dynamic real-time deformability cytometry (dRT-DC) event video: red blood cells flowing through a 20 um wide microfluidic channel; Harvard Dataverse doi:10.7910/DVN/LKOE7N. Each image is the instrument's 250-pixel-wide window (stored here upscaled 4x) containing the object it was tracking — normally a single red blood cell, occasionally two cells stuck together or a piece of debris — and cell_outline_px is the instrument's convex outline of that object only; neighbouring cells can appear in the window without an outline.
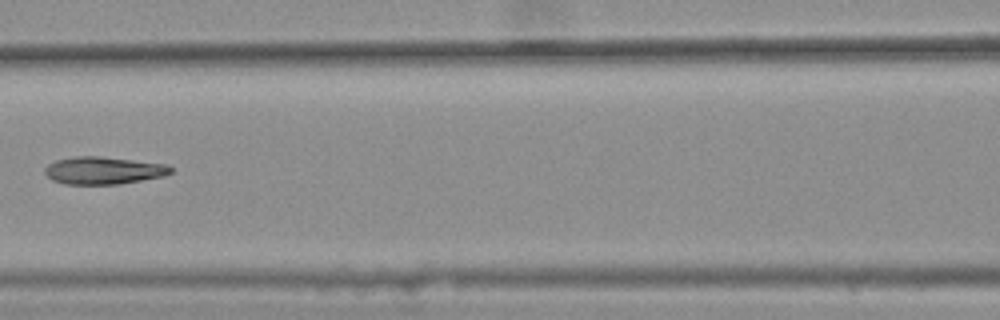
{"species": "common noctule bat (a hibernating species)", "species_latin": "Nyctalus noctula", "temperature_condition": "warm", "stored_images_in_passage": 10, "camera_frame_rate_fps": 3000, "um_per_image_px": 0.085, "animal": {"sex": "female", "body_mass_g": 25.1}, "frame": {"image": 1, "passage_image": 4, "time_ms": 1.0, "image_size_px": [1000, 320], "cell_outline_px": [[172, 172], [164, 176], [116, 184], [64, 184], [52, 180], [44, 172], [44, 168], [48, 164], [56, 160], [76, 156], [100, 156], [164, 164], [172, 168]], "centroid_in_image_um": [8.75, 14.49], "position_along_channel_um": 157.9, "area_um2": 19.94}}
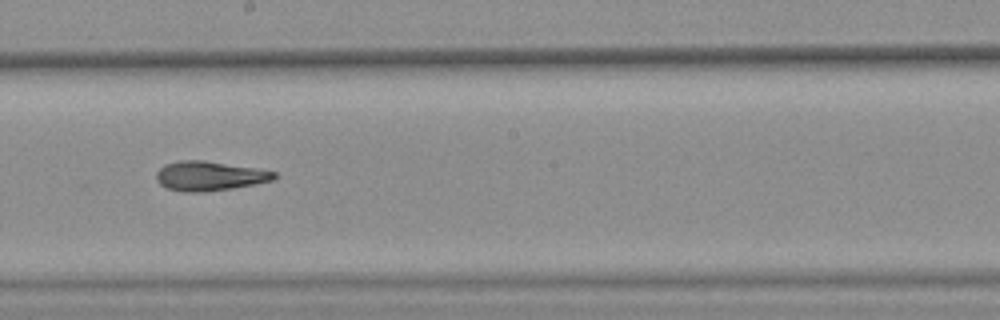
{"frame": {"image": 2, "passage_image": 6, "time_ms": 1.667, "image_size_px": [1000, 320], "cell_outline_px": [[276, 176], [272, 180], [232, 188], [204, 192], [184, 192], [168, 188], [160, 184], [156, 180], [156, 172], [164, 164], [180, 160], [204, 160], [256, 168], [276, 172]], "centroid_in_image_um": [17.76, 14.95], "position_along_channel_um": 230.4, "area_um2": 20.11}}
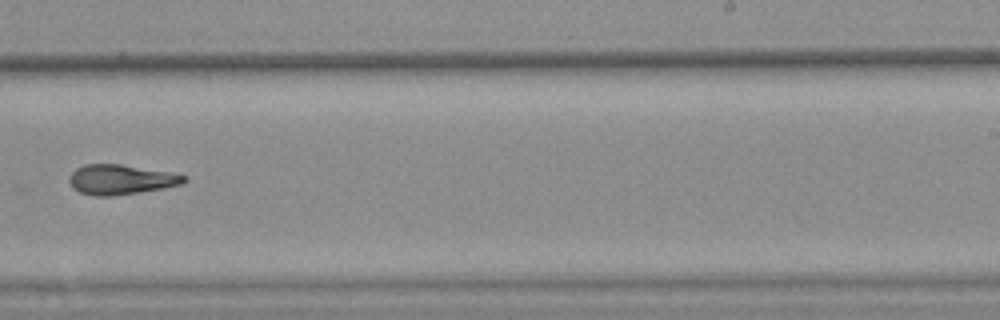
{"frame": {"image": 3, "passage_image": 7, "time_ms": 2.0, "image_size_px": [1000, 320], "cell_outline_px": [[188, 180], [180, 184], [164, 188], [108, 196], [92, 196], [80, 192], [72, 188], [68, 180], [72, 172], [76, 168], [84, 164], [120, 164], [172, 172], [188, 176]], "centroid_in_image_um": [10.27, 15.25], "position_along_channel_um": 278.7, "area_um2": 20.0}}